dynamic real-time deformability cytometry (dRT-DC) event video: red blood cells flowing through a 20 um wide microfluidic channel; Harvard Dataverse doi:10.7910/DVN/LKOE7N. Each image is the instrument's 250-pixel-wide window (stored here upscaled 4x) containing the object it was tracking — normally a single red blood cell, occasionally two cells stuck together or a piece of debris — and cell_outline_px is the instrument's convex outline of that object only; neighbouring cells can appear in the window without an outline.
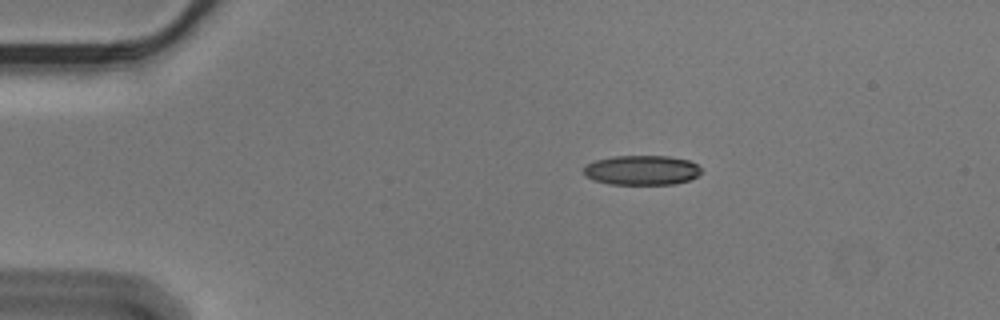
{"species": "Egyptian fruit bat (a non-hibernating species)", "species_latin": "Rousettus aegyptiacus", "temperature_condition": "cold", "stored_images_in_passage": 46, "camera_frame_rate_fps": 3000, "um_per_image_px": 0.085, "animal": {"sex": "male"}, "frame": {"image": 1, "passage_image": 1, "time_ms": 0.0, "image_size_px": [1000, 320], "cell_outline_px": [[704, 172], [688, 180], [672, 184], [608, 184], [592, 180], [584, 176], [584, 168], [588, 164], [596, 160], [612, 156], [668, 156], [688, 160], [696, 164]], "centroid_in_image_um": [54.53, 14.46], "position_along_channel_um": 30.5, "area_um2": 20.35}}
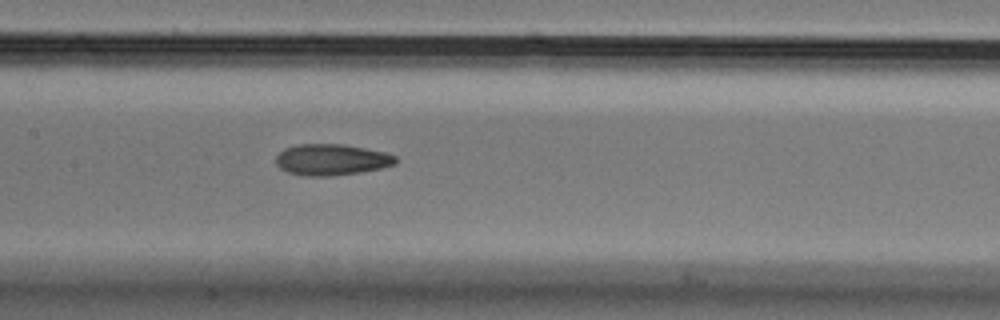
{"frame": {"image": 2, "passage_image": 18, "time_ms": 5.667, "image_size_px": [1000, 320], "cell_outline_px": [[396, 164], [380, 168], [360, 172], [328, 176], [304, 176], [288, 172], [280, 168], [276, 164], [276, 156], [284, 148], [296, 144], [344, 144], [384, 152], [396, 156]], "centroid_in_image_um": [28.15, 13.57], "position_along_channel_um": 179.3, "area_um2": 21.73}}
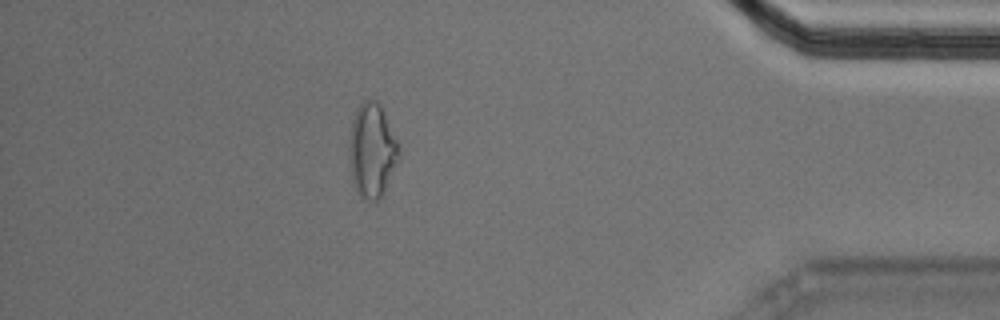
{"frame": {"image": 3, "passage_image": 40, "time_ms": 13.0, "image_size_px": [1000, 320], "cell_outline_px": [[400, 160], [384, 196], [380, 200], [368, 200], [360, 196], [356, 192], [352, 184], [348, 152], [348, 144], [352, 120], [356, 108], [364, 100], [376, 100], [380, 104], [400, 144]], "centroid_in_image_um": [31.64, 12.84], "position_along_channel_um": 403.6, "area_um2": 28.32}, "authors_computed_cell_mechanics": {"area_um2": 21.8195, "velocity_mm_per_s": 3.5847, "shape_relaxation_time_tau1_ms": null, "shape_relaxation_time_tau2_ms": 2.5606, "deformation_change_tau1": null, "deformation_change_tau2": 0.0967}}